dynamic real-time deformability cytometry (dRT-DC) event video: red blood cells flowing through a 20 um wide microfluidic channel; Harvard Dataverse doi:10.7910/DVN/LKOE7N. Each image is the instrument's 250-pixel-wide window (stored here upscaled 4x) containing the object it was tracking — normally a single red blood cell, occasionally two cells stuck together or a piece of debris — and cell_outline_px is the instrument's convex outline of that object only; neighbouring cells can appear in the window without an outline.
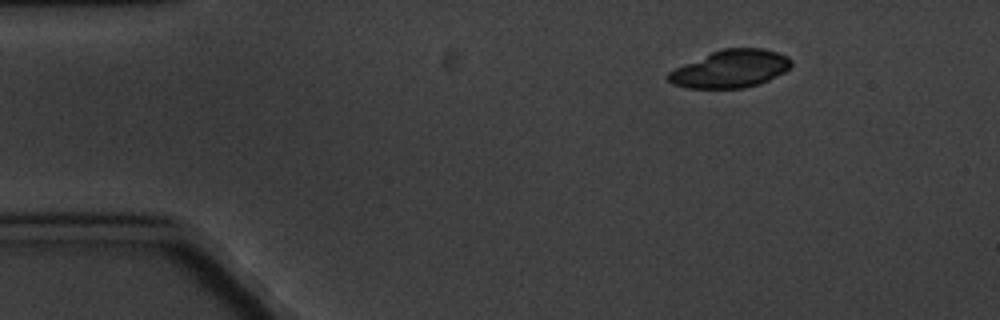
{"species": "common noctule bat (a hibernating species)", "species_latin": "Nyctalus noctula", "temperature_condition": "cold", "stored_images_in_passage": 5, "segment_of_instrument_passage": [2, 2], "camera_frame_rate_fps": 3000, "um_per_image_px": 0.085, "animal": {"sex": "male", "body_mass_g": 20.1, "forearm_length_mm": 53.5}, "frame": {"image": 1, "passage_image": 5, "time_ms": 5.667, "image_size_px": [1000, 320], "cell_outline_px": [[792, 64], [784, 72], [760, 84], [744, 88], [688, 88], [672, 84], [664, 76], [668, 72], [684, 64], [720, 48], [764, 48], [788, 56], [792, 60]], "centroid_in_image_um": [62.08, 5.85], "position_along_channel_um": 22.9, "area_um2": 27.05}}